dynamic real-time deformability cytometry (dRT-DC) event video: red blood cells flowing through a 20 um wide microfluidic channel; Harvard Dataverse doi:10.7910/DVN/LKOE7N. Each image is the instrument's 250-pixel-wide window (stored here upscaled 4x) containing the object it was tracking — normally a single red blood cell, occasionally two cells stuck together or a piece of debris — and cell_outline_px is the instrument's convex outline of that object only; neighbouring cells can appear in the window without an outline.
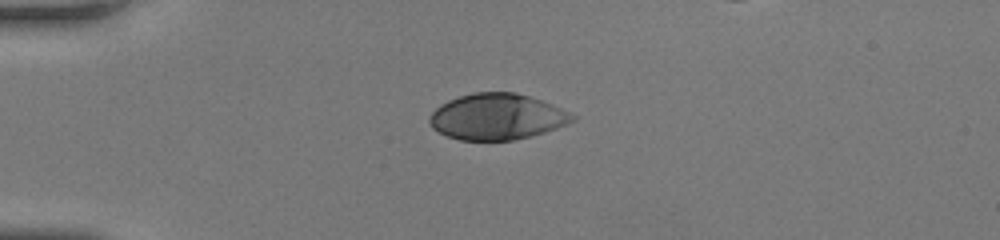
{"species": "human", "species_latin": "Homo sapiens", "temperature_condition": "room temperature", "stored_images_in_passage": 36, "camera_frame_rate_fps": 3000, "um_per_image_px": 0.085, "donor": {"sex": "female"}, "frame": {"image": 1, "passage_image": 1, "time_ms": 0.0, "image_size_px": [1000, 240], "cell_outline_px": [[576, 120], [568, 124], [532, 136], [512, 140], [460, 140], [448, 136], [432, 128], [428, 124], [428, 116], [440, 104], [448, 100], [472, 92], [516, 92], [540, 100], [560, 108], [576, 116]], "centroid_in_image_um": [42.22, 9.92], "position_along_channel_um": 42.8, "area_um2": 38.32}}
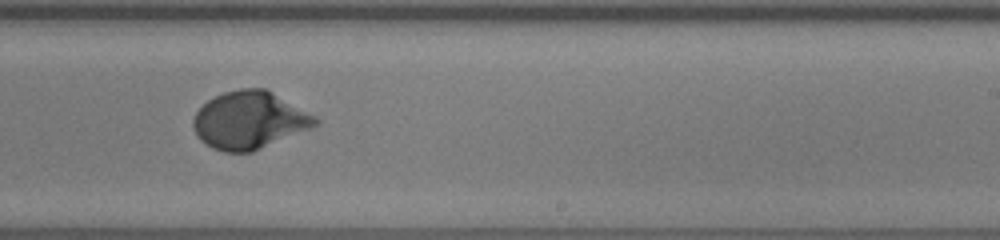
{"frame": {"image": 2, "passage_image": 20, "time_ms": 6.333, "image_size_px": [1000, 240], "cell_outline_px": [[320, 124], [312, 128], [252, 152], [224, 152], [212, 148], [200, 140], [196, 136], [192, 124], [192, 120], [196, 112], [208, 100], [224, 92], [240, 88], [268, 88], [316, 116], [320, 120]], "centroid_in_image_um": [21.23, 10.21], "position_along_channel_um": 267.8, "area_um2": 41.33}}
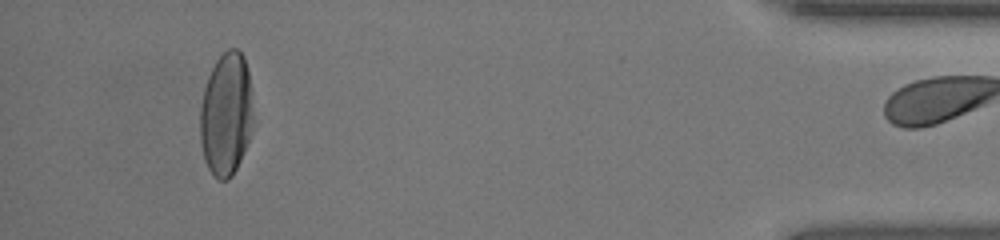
{"frame": {"image": 3, "passage_image": 35, "time_ms": 11.333, "image_size_px": [1000, 240], "cell_outline_px": [[252, 124], [248, 140], [240, 160], [232, 176], [228, 180], [216, 180], [208, 168], [204, 156], [200, 140], [200, 108], [204, 88], [208, 76], [216, 60], [228, 48], [236, 48], [244, 56], [248, 72], [252, 112]], "centroid_in_image_um": [19.2, 9.72], "position_along_channel_um": 416.0, "area_um2": 37.86}, "authors_computed_cell_mechanics": {"area_um2": 38.6971, "velocity_mm_per_s": 4.1569, "shape_relaxation_time_tau1_ms": 2.8242, "shape_relaxation_time_tau2_ms": null, "deformation_change_tau1": 0.1841, "deformation_change_tau2": null}}